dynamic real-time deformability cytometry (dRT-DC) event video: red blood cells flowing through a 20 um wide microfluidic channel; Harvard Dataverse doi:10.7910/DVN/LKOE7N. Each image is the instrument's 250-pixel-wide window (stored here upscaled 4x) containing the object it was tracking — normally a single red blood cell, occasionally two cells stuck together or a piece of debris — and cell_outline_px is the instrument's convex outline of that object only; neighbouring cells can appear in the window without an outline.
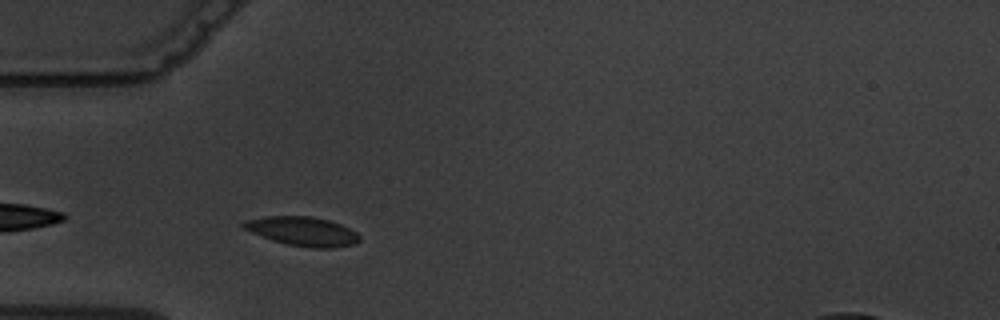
{"species": "common noctule bat (a hibernating species)", "species_latin": "Nyctalus noctula", "temperature_condition": "warm", "stored_images_in_passage": 3, "camera_frame_rate_fps": 3000, "um_per_image_px": 0.085, "animal": {"sex": "male", "body_mass_g": 19.5, "forearm_length_mm": 54.6}, "frame": {"image": 1, "passage_image": 3, "time_ms": 2.333, "image_size_px": [1000, 320], "cell_outline_px": [[360, 240], [352, 244], [332, 248], [312, 248], [284, 244], [272, 240], [240, 228], [240, 224], [248, 220], [268, 216], [312, 216], [328, 220], [340, 224], [356, 232], [360, 236]], "centroid_in_image_um": [25.69, 19.66], "position_along_channel_um": 59.3, "area_um2": 19.65}}